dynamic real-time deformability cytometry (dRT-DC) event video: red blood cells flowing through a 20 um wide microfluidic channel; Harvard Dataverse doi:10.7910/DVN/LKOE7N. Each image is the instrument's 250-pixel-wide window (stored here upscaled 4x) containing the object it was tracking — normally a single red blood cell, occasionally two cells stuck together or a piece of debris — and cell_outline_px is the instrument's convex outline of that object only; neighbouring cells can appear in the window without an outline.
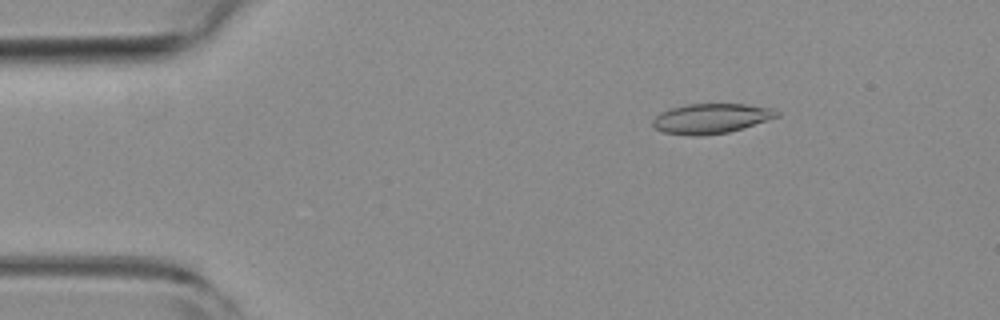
{"species": "common noctule bat (a hibernating species)", "species_latin": "Nyctalus noctula", "temperature_condition": "room temperature", "stored_images_in_passage": 54, "camera_frame_rate_fps": 3000, "um_per_image_px": 0.085, "animal": {"sex": "female", "body_mass_g": 19.3, "forearm_length_mm": 54.1}, "frame": {"image": 1, "passage_image": 8, "time_ms": 2.333, "image_size_px": [1000, 320], "cell_outline_px": [[780, 116], [768, 120], [728, 132], [700, 136], [688, 136], [664, 132], [656, 128], [652, 124], [652, 120], [660, 112], [672, 108], [688, 104], [744, 104], [772, 108], [780, 112]], "centroid_in_image_um": [60.44, 10.07], "position_along_channel_um": 24.6, "area_um2": 21.56}}
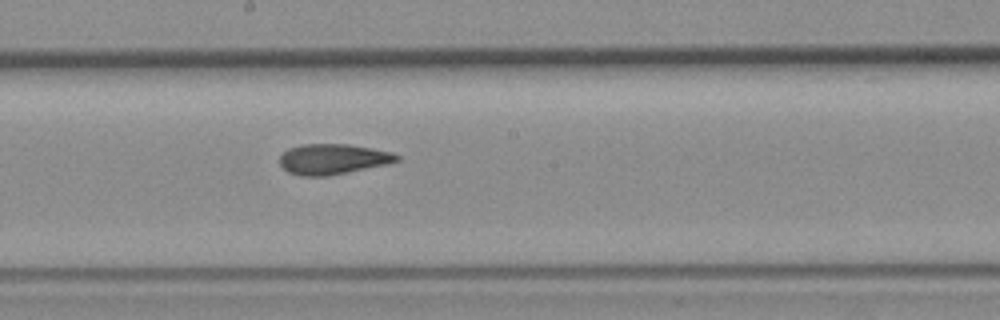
{"frame": {"image": 2, "passage_image": 29, "time_ms": 9.333, "image_size_px": [1000, 320], "cell_outline_px": [[400, 160], [388, 164], [328, 176], [300, 176], [288, 172], [280, 164], [280, 156], [288, 148], [300, 144], [348, 144], [372, 148], [392, 152], [400, 156]], "centroid_in_image_um": [28.3, 13.52], "position_along_channel_um": 219.9, "area_um2": 20.87}}
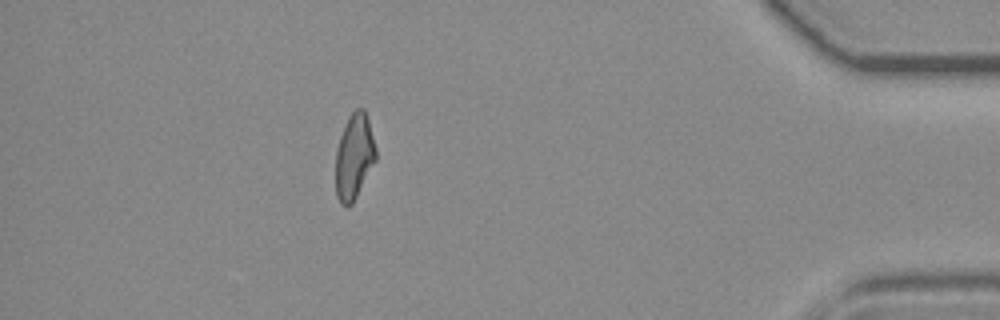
{"frame": {"image": 3, "passage_image": 48, "time_ms": 15.667, "image_size_px": [1000, 320], "cell_outline_px": [[376, 160], [352, 204], [348, 208], [340, 204], [336, 196], [336, 152], [340, 136], [348, 116], [356, 108], [364, 108], [368, 116], [376, 148]], "centroid_in_image_um": [30.11, 13.3], "position_along_channel_um": 405.1, "area_um2": 20.17}, "authors_computed_cell_mechanics": {"area_um2": 21.0392, "velocity_mm_per_s": 3.7659, "shape_relaxation_time_tau1_ms": null, "shape_relaxation_time_tau2_ms": 3.3295, "deformation_change_tau1": null, "deformation_change_tau2": 0.1063}}